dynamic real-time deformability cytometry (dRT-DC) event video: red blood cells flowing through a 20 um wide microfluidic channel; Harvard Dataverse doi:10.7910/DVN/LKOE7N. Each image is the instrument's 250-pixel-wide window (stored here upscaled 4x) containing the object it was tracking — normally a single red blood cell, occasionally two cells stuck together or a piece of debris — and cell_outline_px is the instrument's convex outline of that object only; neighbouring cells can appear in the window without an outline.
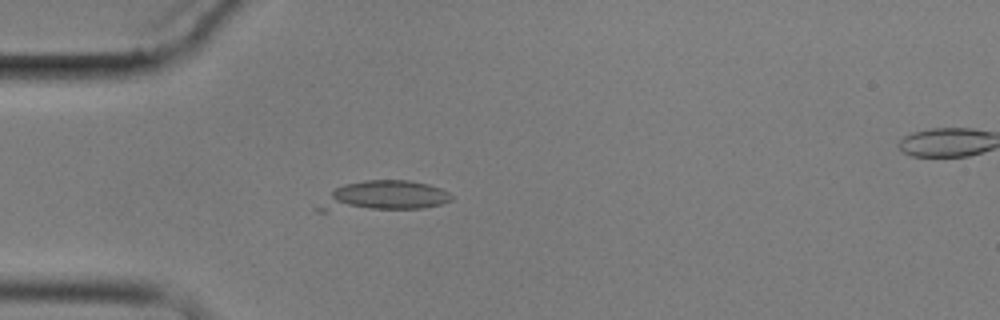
{"species": "common noctule bat (a hibernating species)", "species_latin": "Nyctalus noctula", "temperature_condition": "cold", "stored_images_in_passage": 2, "camera_frame_rate_fps": 3000, "um_per_image_px": 0.085, "animal": {"sex": "male", "body_mass_g": 17.9}, "frame": {"image": 1, "passage_image": 1, "time_ms": 0.0, "image_size_px": [1000, 320], "cell_outline_px": [[452, 200], [440, 204], [424, 208], [324, 212], [316, 212], [312, 208], [336, 188], [344, 184], [364, 180], [412, 180], [428, 184], [440, 188], [448, 192], [452, 196]], "centroid_in_image_um": [32.51, 16.69], "position_along_channel_um": 52.5, "area_um2": 23.81}}